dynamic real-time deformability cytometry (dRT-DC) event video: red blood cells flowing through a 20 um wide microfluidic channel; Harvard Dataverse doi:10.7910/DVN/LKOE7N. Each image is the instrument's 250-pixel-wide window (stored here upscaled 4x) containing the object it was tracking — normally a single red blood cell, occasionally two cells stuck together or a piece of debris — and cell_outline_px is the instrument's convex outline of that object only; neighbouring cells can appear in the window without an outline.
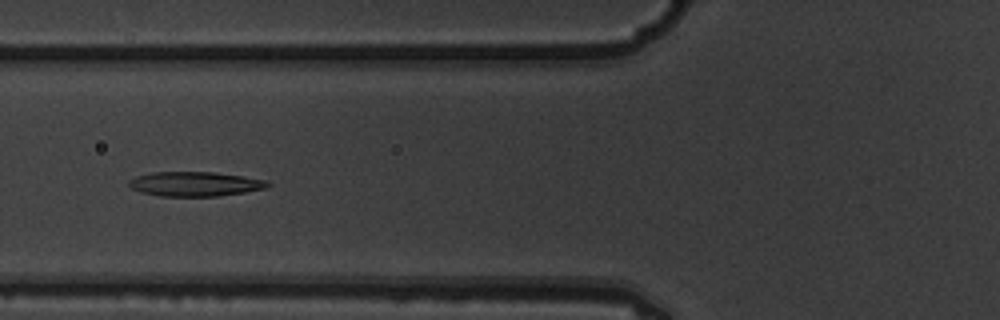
{"species": "common noctule bat (a hibernating species)", "species_latin": "Nyctalus noctula", "temperature_condition": "warm", "stored_images_in_passage": 9, "camera_frame_rate_fps": 3000, "um_per_image_px": 0.085, "animal": {"sex": "male", "body_mass_g": 19.5, "forearm_length_mm": 54.6}, "frame": {"image": 1, "passage_image": 6, "time_ms": 1.667, "image_size_px": [1000, 320], "cell_outline_px": [[272, 184], [264, 188], [244, 192], [220, 196], [160, 196], [140, 192], [132, 188], [128, 184], [128, 180], [136, 176], [152, 172], [212, 172], [244, 176], [268, 180]], "centroid_in_image_um": [16.57, 15.63], "position_along_channel_um": 109.2, "area_um2": 19.88}}
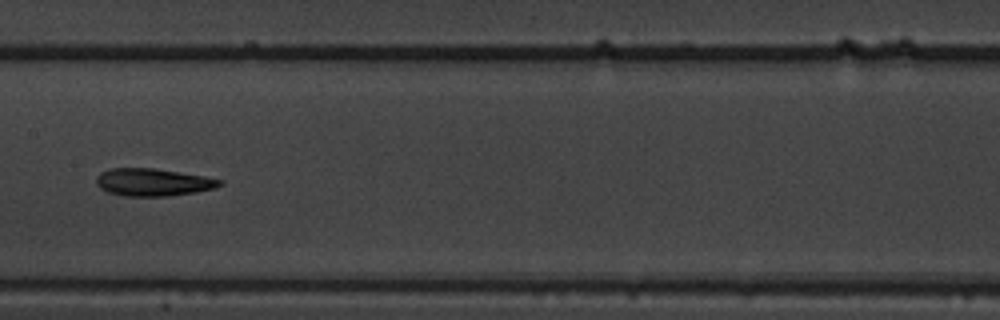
{"frame": {"image": 2, "passage_image": 8, "time_ms": 2.333, "image_size_px": [1000, 320], "cell_outline_px": [[224, 184], [212, 188], [196, 192], [168, 196], [124, 196], [108, 192], [100, 188], [96, 184], [96, 176], [100, 172], [108, 168], [152, 168], [224, 180]], "centroid_in_image_um": [12.94, 15.49], "position_along_channel_um": 194.5, "area_um2": 19.65}}
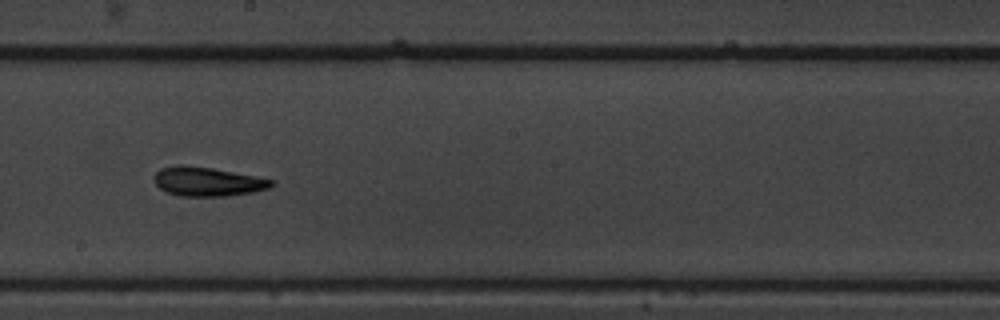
{"frame": {"image": 3, "passage_image": 9, "time_ms": 2.667, "image_size_px": [1000, 320], "cell_outline_px": [[276, 184], [268, 188], [252, 192], [228, 196], [180, 196], [168, 192], [160, 188], [152, 180], [152, 176], [160, 168], [176, 164], [184, 164], [212, 168], [256, 176], [276, 180]], "centroid_in_image_um": [17.62, 15.42], "position_along_channel_um": 230.6, "area_um2": 20.17}}